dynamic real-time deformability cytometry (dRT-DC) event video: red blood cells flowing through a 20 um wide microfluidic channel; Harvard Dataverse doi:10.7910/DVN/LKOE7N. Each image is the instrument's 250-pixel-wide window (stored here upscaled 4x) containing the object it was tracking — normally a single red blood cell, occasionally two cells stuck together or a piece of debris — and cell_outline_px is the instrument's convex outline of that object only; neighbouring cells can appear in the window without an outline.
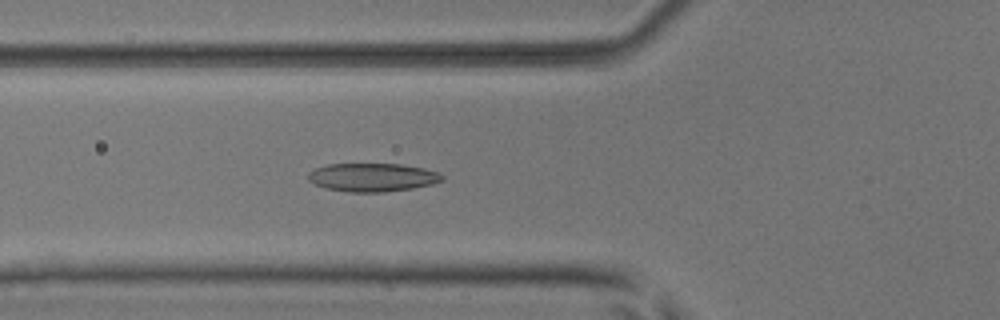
{"species": "common noctule bat (a hibernating species)", "species_latin": "Nyctalus noctula", "temperature_condition": "room temperature", "stored_images_in_passage": 51, "camera_frame_rate_fps": 3000, "um_per_image_px": 0.085, "animal": {"sex": "male", "body_mass_g": 17.9, "forearm_length_mm": 54.2}, "frame": {"image": 1, "passage_image": 19, "time_ms": 6.0, "image_size_px": [1000, 320], "cell_outline_px": [[444, 180], [432, 184], [412, 188], [384, 192], [348, 192], [328, 188], [316, 184], [308, 180], [308, 172], [316, 168], [328, 164], [400, 164], [424, 168], [436, 172], [444, 176]], "centroid_in_image_um": [31.67, 15.07], "position_along_channel_um": 94.1, "area_um2": 22.02}}
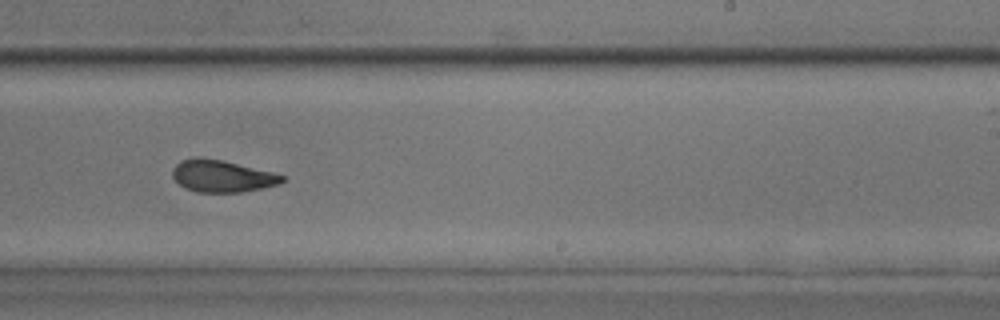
{"frame": {"image": 2, "passage_image": 32, "time_ms": 10.333, "image_size_px": [1000, 320], "cell_outline_px": [[284, 180], [280, 184], [240, 192], [196, 192], [184, 188], [172, 176], [172, 168], [180, 160], [196, 156], [200, 156], [220, 160], [272, 172], [284, 176]], "centroid_in_image_um": [18.81, 14.96], "position_along_channel_um": 270.2, "area_um2": 20.35}}
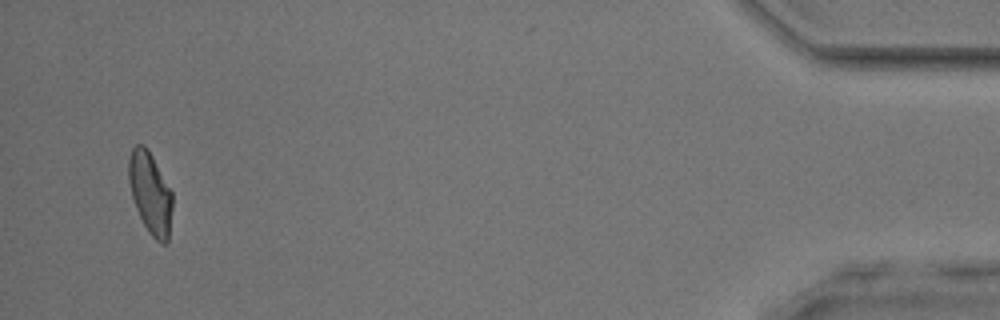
{"frame": {"image": 3, "passage_image": 49, "time_ms": 16.0, "image_size_px": [1000, 320], "cell_outline_px": [[172, 208], [168, 240], [164, 244], [160, 244], [148, 232], [136, 208], [132, 196], [128, 180], [128, 160], [132, 148], [136, 144], [144, 144], [148, 148], [172, 192]], "centroid_in_image_um": [12.76, 16.39], "position_along_channel_um": 422.4, "area_um2": 20.81}, "authors_computed_cell_mechanics": {"area_um2": 21.2704, "velocity_mm_per_s": 4.0744, "shape_relaxation_time_tau1_ms": 4.5604, "shape_relaxation_time_tau2_ms": 1.9282, "deformation_change_tau1": 0.1546, "deformation_change_tau2": 0.082}}